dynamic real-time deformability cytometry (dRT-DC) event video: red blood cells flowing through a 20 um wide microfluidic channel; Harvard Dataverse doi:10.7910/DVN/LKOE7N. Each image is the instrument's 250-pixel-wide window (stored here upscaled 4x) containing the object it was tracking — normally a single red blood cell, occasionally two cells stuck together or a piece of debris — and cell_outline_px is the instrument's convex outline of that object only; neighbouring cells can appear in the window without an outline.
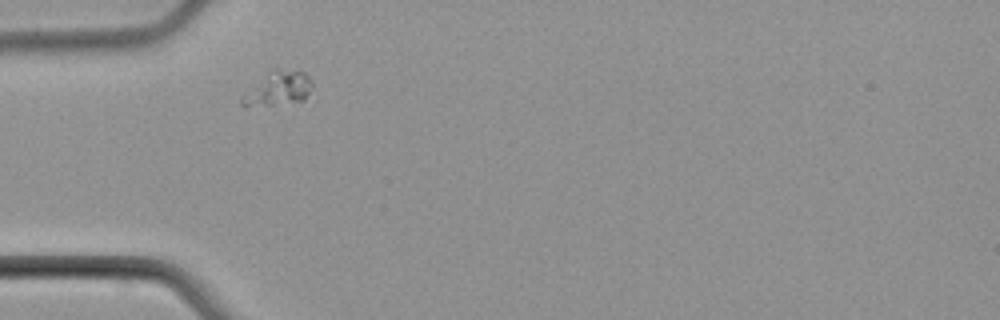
{"species": "common noctule bat (a hibernating species)", "species_latin": "Nyctalus noctula", "temperature_condition": "cold", "stored_images_in_passage": 2, "camera_frame_rate_fps": 3000, "um_per_image_px": 0.085, "animal": {"sex": "male", "body_mass_g": 21.5, "forearm_length_mm": 52.0}, "frame": {"image": 1, "passage_image": 1, "time_ms": 0.0, "image_size_px": [1000, 320], "cell_outline_px": [[312, 88], [304, 100], [272, 104], [240, 104], [240, 96], [272, 68], [276, 68], [304, 72], [312, 80]], "centroid_in_image_um": [23.66, 7.47], "position_along_channel_um": 61.3, "area_um2": 13.58}}
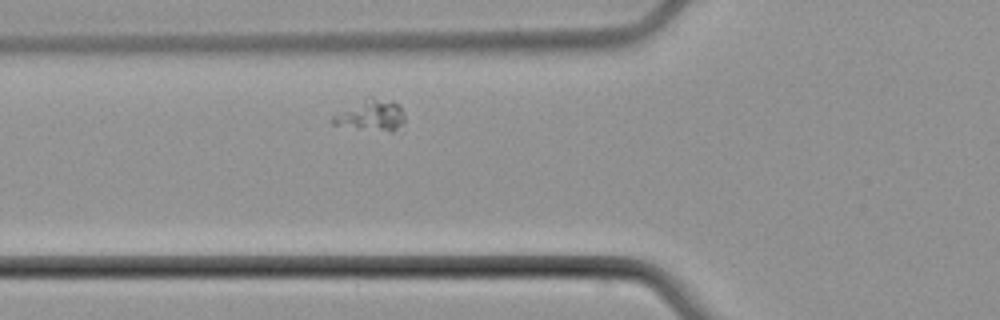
{"frame": {"image": 2, "passage_image": 2, "time_ms": 1.0, "image_size_px": [1000, 320], "cell_outline_px": [[404, 120], [392, 132], [360, 128], [332, 124], [328, 120], [332, 116], [364, 96], [372, 96], [392, 100], [400, 104], [404, 112]], "centroid_in_image_um": [31.52, 9.74], "position_along_channel_um": 94.3, "area_um2": 13.35}}